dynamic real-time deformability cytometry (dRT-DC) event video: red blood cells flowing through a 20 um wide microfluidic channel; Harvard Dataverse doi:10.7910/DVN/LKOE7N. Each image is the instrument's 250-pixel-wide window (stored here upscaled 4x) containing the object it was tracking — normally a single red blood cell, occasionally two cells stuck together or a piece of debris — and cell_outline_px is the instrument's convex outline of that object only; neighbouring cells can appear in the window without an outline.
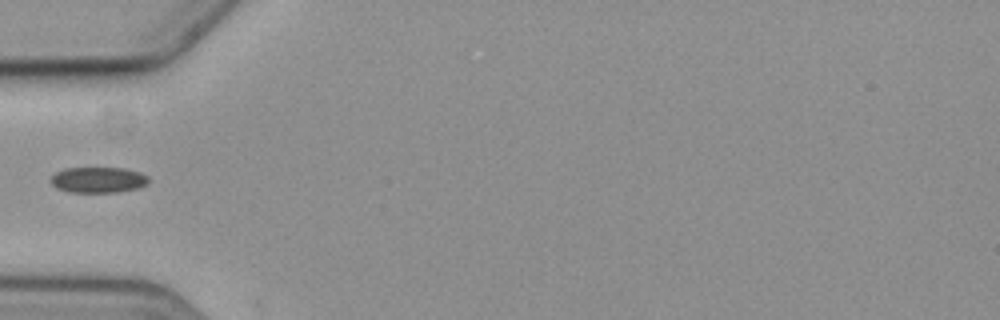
{"species": "common noctule bat (a hibernating species)", "species_latin": "Nyctalus noctula", "temperature_condition": "cold", "stored_images_in_passage": 2, "camera_frame_rate_fps": 3000, "um_per_image_px": 0.085, "animal": {"sex": "female", "body_mass_g": 19.3, "forearm_length_mm": 54.1}, "frame": {"image": 1, "passage_image": 1, "time_ms": 0.0, "image_size_px": [1000, 320], "cell_outline_px": [[148, 184], [140, 188], [116, 192], [68, 192], [56, 188], [48, 180], [56, 172], [64, 168], [124, 168], [140, 172], [148, 176]], "centroid_in_image_um": [8.34, 15.29], "position_along_channel_um": 76.7, "area_um2": 14.85}}